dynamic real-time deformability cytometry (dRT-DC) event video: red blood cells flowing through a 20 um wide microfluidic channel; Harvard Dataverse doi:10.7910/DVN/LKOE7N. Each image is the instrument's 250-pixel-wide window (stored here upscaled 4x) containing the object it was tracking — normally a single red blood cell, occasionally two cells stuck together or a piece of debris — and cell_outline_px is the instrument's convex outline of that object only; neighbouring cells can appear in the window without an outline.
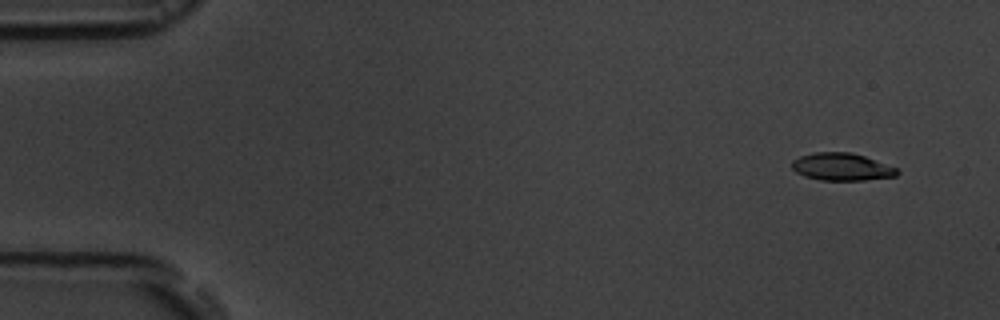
{"species": "common noctule bat (a hibernating species)", "species_latin": "Nyctalus noctula", "temperature_condition": "room temperature", "stored_images_in_passage": 17, "camera_frame_rate_fps": 3000, "um_per_image_px": 0.085, "animal": {"sex": "male", "body_mass_g": 19.5, "forearm_length_mm": 54.6}, "frame": {"image": 1, "passage_image": 2, "time_ms": 1.0, "image_size_px": [1000, 320], "cell_outline_px": [[900, 172], [896, 176], [864, 180], [820, 180], [804, 176], [796, 172], [792, 168], [792, 160], [800, 156], [816, 152], [852, 152], [864, 156], [896, 168]], "centroid_in_image_um": [71.52, 14.18], "position_along_channel_um": 13.5, "area_um2": 16.76}}
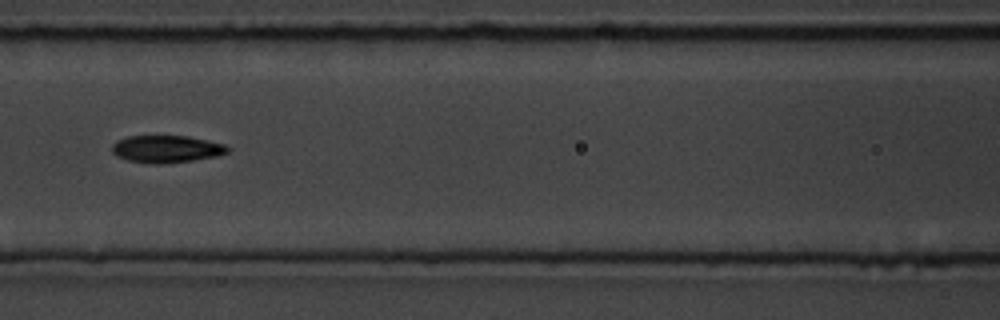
{"frame": {"image": 2, "passage_image": 8, "time_ms": 8.0, "image_size_px": [1000, 320], "cell_outline_px": [[228, 152], [216, 156], [192, 160], [164, 164], [148, 164], [128, 160], [116, 156], [112, 152], [112, 144], [116, 140], [128, 136], [188, 136], [224, 144], [228, 148]], "centroid_in_image_um": [14.09, 12.67], "position_along_channel_um": 152.5, "area_um2": 18.38}}
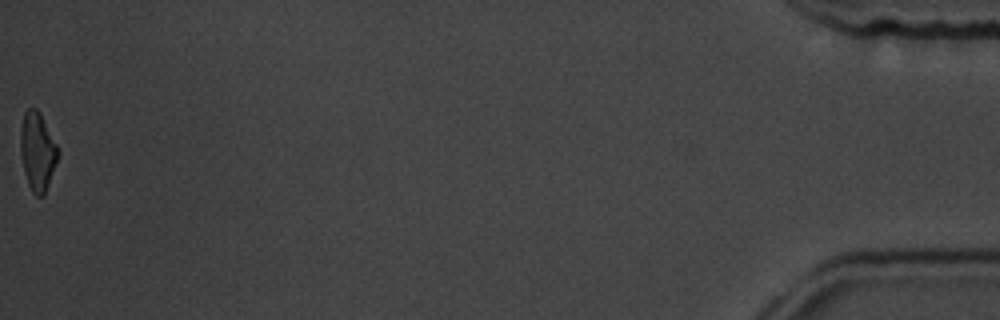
{"frame": {"image": 3, "passage_image": 17, "time_ms": 18.333, "image_size_px": [1000, 320], "cell_outline_px": [[60, 152], [44, 196], [36, 196], [32, 192], [28, 184], [24, 172], [20, 156], [20, 128], [24, 112], [28, 108], [36, 108], [40, 112]], "centroid_in_image_um": [3.17, 12.87], "position_along_channel_um": 432.0, "area_um2": 17.22}, "authors_computed_cell_mechanics": {"area_um2": 17.8602, "velocity_mm_per_s": 3.698, "shape_relaxation_time_tau1_ms": 2.9928, "shape_relaxation_time_tau2_ms": 2.094, "deformation_change_tau1": 0.1416, "deformation_change_tau2": 0.0622}}